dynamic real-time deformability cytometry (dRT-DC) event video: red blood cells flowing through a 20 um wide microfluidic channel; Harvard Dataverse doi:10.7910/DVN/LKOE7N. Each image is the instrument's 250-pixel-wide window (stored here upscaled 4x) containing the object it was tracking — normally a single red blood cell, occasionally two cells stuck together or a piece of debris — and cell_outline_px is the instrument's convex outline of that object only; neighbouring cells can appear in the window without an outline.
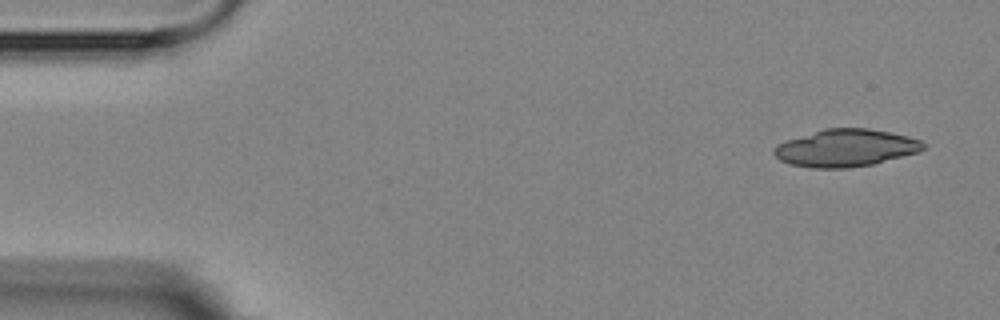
{"species": "Egyptian fruit bat (a non-hibernating species)", "species_latin": "Rousettus aegyptiacus", "temperature_condition": "room temperature", "stored_images_in_passage": 4, "camera_frame_rate_fps": 3000, "um_per_image_px": 0.085, "animal": {"sex": "female"}, "frame": {"image": 1, "passage_image": 1, "time_ms": 0.0, "image_size_px": [1000, 320], "cell_outline_px": [[928, 144], [920, 152], [872, 164], [848, 168], [812, 168], [792, 164], [780, 160], [772, 152], [772, 148], [776, 144], [824, 128], [868, 128], [908, 136], [920, 140]], "centroid_in_image_um": [71.9, 12.58], "position_along_channel_um": 13.1, "area_um2": 32.48}}